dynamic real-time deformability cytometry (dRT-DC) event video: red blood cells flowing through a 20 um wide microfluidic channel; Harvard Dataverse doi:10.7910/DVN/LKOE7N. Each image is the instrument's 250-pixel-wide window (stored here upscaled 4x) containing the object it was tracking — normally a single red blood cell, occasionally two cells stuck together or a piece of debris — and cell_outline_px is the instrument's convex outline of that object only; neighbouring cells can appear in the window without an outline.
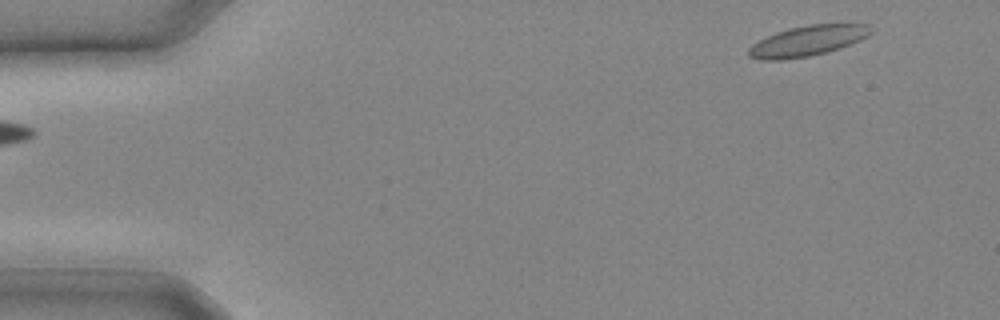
{"species": "common noctule bat (a hibernating species)", "species_latin": "Nyctalus noctula", "temperature_condition": "cold", "stored_images_in_passage": 12, "camera_frame_rate_fps": 3000, "um_per_image_px": 0.085, "animal": {"sex": "male", "body_mass_g": 20.4}, "frame": {"image": 1, "passage_image": 1, "time_ms": 0.0, "image_size_px": [1000, 320], "cell_outline_px": [[872, 32], [868, 36], [860, 40], [840, 48], [808, 56], [780, 60], [760, 60], [748, 56], [748, 48], [752, 44], [776, 32], [808, 24], [848, 20], [868, 24]], "centroid_in_image_um": [68.74, 3.41], "position_along_channel_um": 16.3, "area_um2": 22.25}}
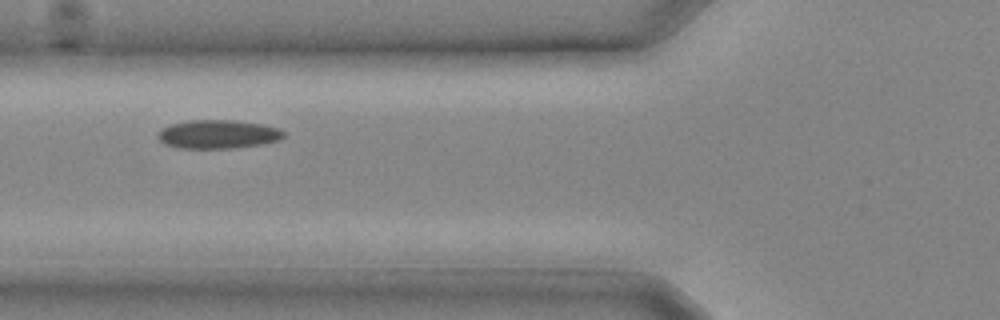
{"frame": {"image": 2, "passage_image": 9, "time_ms": 2.667, "image_size_px": [1000, 320], "cell_outline_px": [[284, 136], [280, 140], [260, 144], [236, 148], [176, 148], [164, 144], [156, 136], [164, 128], [172, 124], [192, 120], [232, 120], [260, 124], [280, 128], [284, 132]], "centroid_in_image_um": [18.54, 11.42], "position_along_channel_um": 107.3, "area_um2": 20.87}}
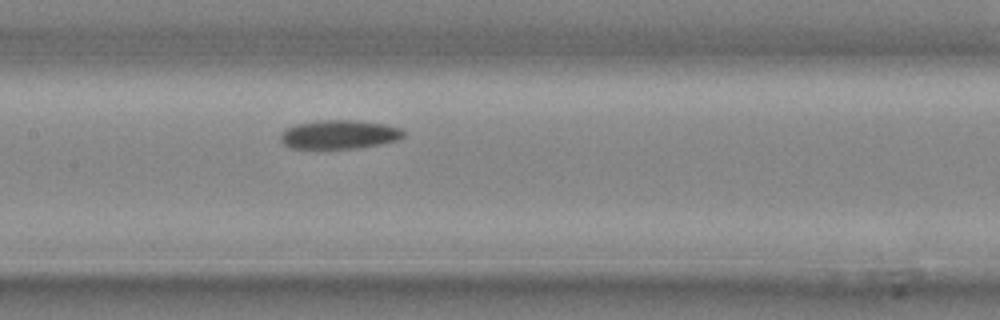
{"frame": {"image": 3, "passage_image": 12, "time_ms": 3.667, "image_size_px": [1000, 320], "cell_outline_px": [[404, 136], [396, 140], [380, 144], [356, 148], [292, 148], [284, 144], [280, 140], [280, 136], [288, 128], [296, 124], [316, 120], [356, 120], [384, 124], [400, 128], [404, 132]], "centroid_in_image_um": [28.84, 11.42], "position_along_channel_um": 178.6, "area_um2": 20.46}}